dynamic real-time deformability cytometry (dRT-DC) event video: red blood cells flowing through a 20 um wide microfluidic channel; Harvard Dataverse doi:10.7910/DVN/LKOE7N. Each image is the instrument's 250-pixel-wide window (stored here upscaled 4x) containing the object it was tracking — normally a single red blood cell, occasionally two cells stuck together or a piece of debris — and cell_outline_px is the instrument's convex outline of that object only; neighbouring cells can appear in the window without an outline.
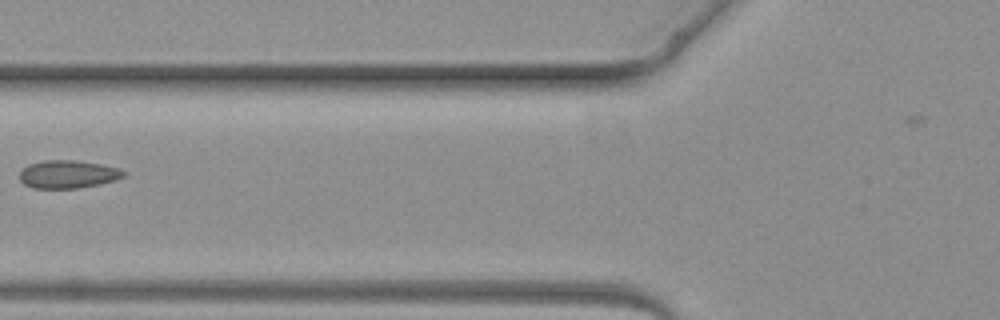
{"species": "common noctule bat (a hibernating species)", "species_latin": "Nyctalus noctula", "temperature_condition": "warm", "stored_images_in_passage": 3, "camera_frame_rate_fps": 3000, "um_per_image_px": 0.085, "animal": {"sex": "female", "body_mass_g": 19.3, "forearm_length_mm": 54.1}, "frame": {"image": 1, "passage_image": 3, "time_ms": 2.333, "image_size_px": [1000, 320], "cell_outline_px": [[124, 176], [116, 180], [100, 184], [76, 188], [32, 188], [24, 184], [20, 180], [20, 172], [28, 164], [44, 160], [76, 160], [104, 164], [120, 168], [124, 172]], "centroid_in_image_um": [5.79, 14.8], "position_along_channel_um": 120.0, "area_um2": 17.05}}